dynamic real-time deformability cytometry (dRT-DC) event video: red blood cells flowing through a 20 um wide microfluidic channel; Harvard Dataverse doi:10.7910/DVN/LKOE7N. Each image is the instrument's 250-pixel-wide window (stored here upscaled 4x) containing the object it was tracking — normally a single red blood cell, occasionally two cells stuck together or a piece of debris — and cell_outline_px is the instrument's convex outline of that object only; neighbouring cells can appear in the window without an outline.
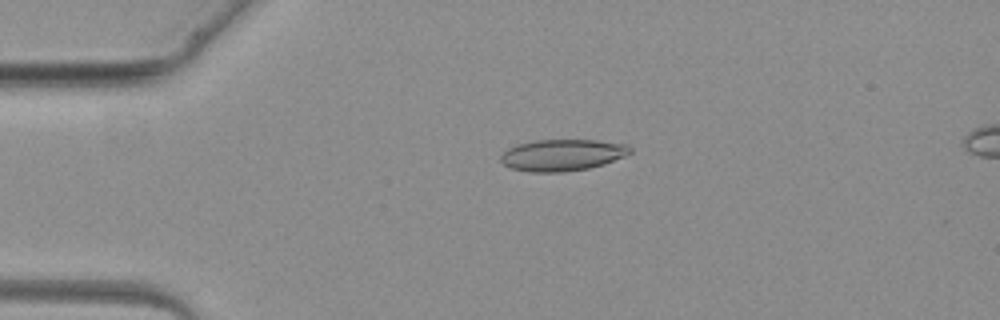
{"species": "common noctule bat (a hibernating species)", "species_latin": "Nyctalus noctula", "temperature_condition": "warm", "stored_images_in_passage": 3, "camera_frame_rate_fps": 3000, "um_per_image_px": 0.085, "animal": {"sex": "female", "body_mass_g": 19.3, "forearm_length_mm": 54.1}, "frame": {"image": 1, "passage_image": 3, "time_ms": 3.333, "image_size_px": [1000, 320], "cell_outline_px": [[632, 152], [624, 156], [604, 164], [588, 168], [564, 172], [528, 172], [512, 168], [504, 164], [500, 160], [500, 156], [508, 148], [516, 144], [536, 140], [596, 140], [628, 144], [632, 148]], "centroid_in_image_um": [47.8, 13.17], "position_along_channel_um": 37.2, "area_um2": 23.87}}